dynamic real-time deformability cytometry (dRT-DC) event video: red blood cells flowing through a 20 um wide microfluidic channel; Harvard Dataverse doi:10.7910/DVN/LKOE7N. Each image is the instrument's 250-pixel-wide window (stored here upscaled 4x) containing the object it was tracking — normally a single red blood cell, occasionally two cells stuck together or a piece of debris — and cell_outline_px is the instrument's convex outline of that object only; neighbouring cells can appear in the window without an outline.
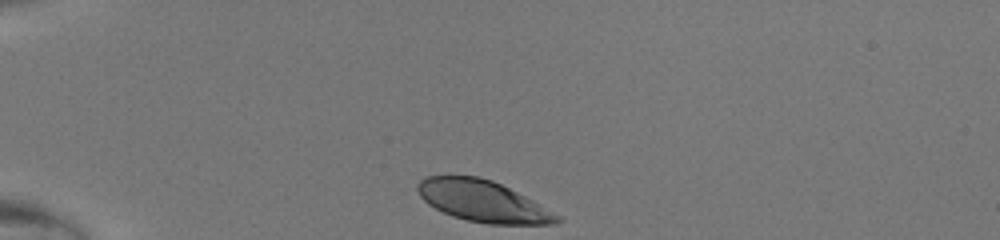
{"species": "human", "species_latin": "Homo sapiens", "temperature_condition": "room temperature", "stored_images_in_passage": 30, "camera_frame_rate_fps": 3000, "um_per_image_px": 0.085, "donor": {"sex": "male"}, "frame": {"image": 1, "passage_image": 1, "time_ms": 0.0, "image_size_px": [1000, 240], "cell_outline_px": [[564, 220], [556, 224], [488, 224], [468, 220], [452, 216], [428, 204], [420, 196], [416, 188], [416, 184], [420, 180], [428, 176], [476, 176], [492, 180], [532, 200], [560, 216]], "centroid_in_image_um": [41.03, 17.1], "position_along_channel_um": 44.0, "area_um2": 33.23}}
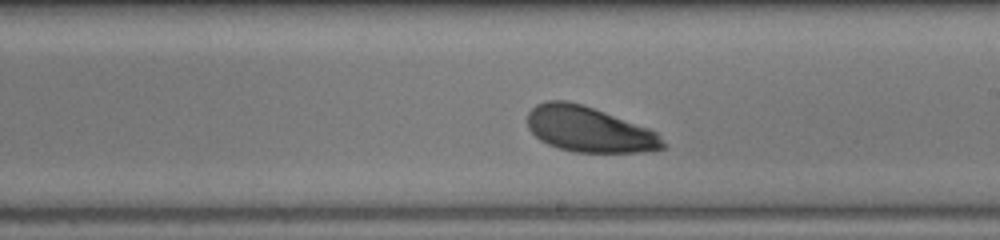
{"frame": {"image": 2, "passage_image": 18, "time_ms": 5.667, "image_size_px": [1000, 240], "cell_outline_px": [[664, 148], [640, 152], [576, 152], [560, 148], [548, 144], [540, 140], [528, 128], [528, 112], [536, 104], [544, 100], [568, 100], [584, 104], [648, 128], [656, 132], [660, 136], [664, 144]], "centroid_in_image_um": [50.03, 10.97], "position_along_channel_um": 239.0, "area_um2": 35.78}}
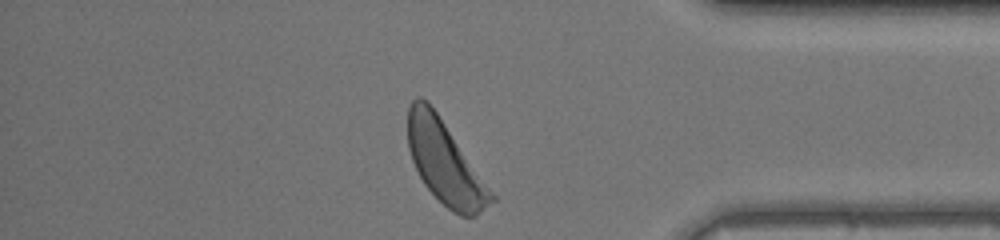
{"frame": {"image": 3, "passage_image": 30, "time_ms": 9.667, "image_size_px": [1000, 240], "cell_outline_px": [[496, 200], [476, 216], [460, 216], [452, 212], [424, 184], [412, 160], [408, 148], [408, 108], [412, 100], [416, 96], [420, 96], [428, 100], [496, 196]], "centroid_in_image_um": [37.82, 13.81], "position_along_channel_um": 397.4, "area_um2": 39.82}}